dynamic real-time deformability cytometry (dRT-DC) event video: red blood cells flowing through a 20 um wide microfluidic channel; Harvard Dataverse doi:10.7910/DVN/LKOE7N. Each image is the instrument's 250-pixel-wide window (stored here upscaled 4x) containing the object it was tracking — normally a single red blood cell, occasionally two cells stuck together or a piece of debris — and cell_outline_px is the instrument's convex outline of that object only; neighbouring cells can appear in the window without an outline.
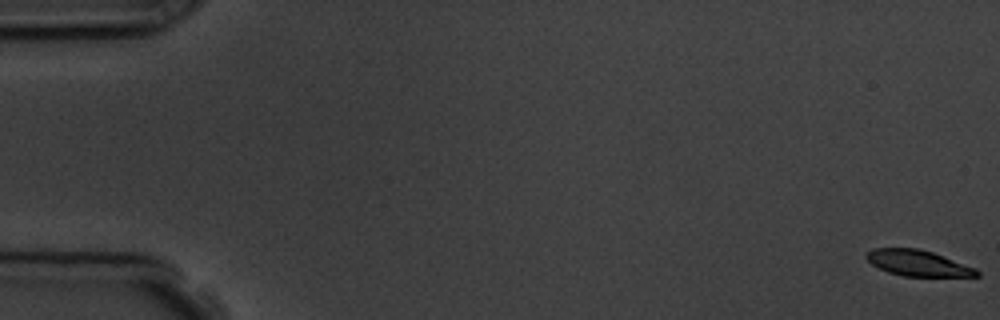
{"species": "common noctule bat (a hibernating species)", "species_latin": "Nyctalus noctula", "temperature_condition": "room temperature", "stored_images_in_passage": 6, "camera_frame_rate_fps": 3000, "um_per_image_px": 0.085, "animal": {"sex": "male", "body_mass_g": 19.5, "forearm_length_mm": 54.6}, "frame": {"image": 1, "passage_image": 1, "time_ms": 0.0, "image_size_px": [1000, 320], "cell_outline_px": [[980, 276], [904, 276], [888, 272], [872, 264], [864, 256], [872, 248], [920, 248], [932, 252], [976, 268], [980, 272]], "centroid_in_image_um": [78.02, 22.36], "position_along_channel_um": 7.0, "area_um2": 16.53}}
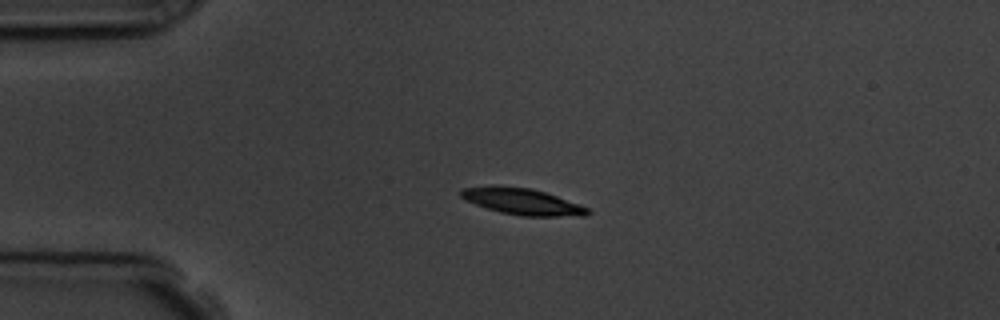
{"frame": {"image": 2, "passage_image": 4, "time_ms": 4.333, "image_size_px": [1000, 320], "cell_outline_px": [[592, 212], [584, 216], [520, 216], [500, 212], [464, 200], [460, 196], [460, 188], [492, 184], [532, 188], [580, 204], [588, 208]], "centroid_in_image_um": [44.35, 17.11], "position_along_channel_um": 40.7, "area_um2": 19.77}}